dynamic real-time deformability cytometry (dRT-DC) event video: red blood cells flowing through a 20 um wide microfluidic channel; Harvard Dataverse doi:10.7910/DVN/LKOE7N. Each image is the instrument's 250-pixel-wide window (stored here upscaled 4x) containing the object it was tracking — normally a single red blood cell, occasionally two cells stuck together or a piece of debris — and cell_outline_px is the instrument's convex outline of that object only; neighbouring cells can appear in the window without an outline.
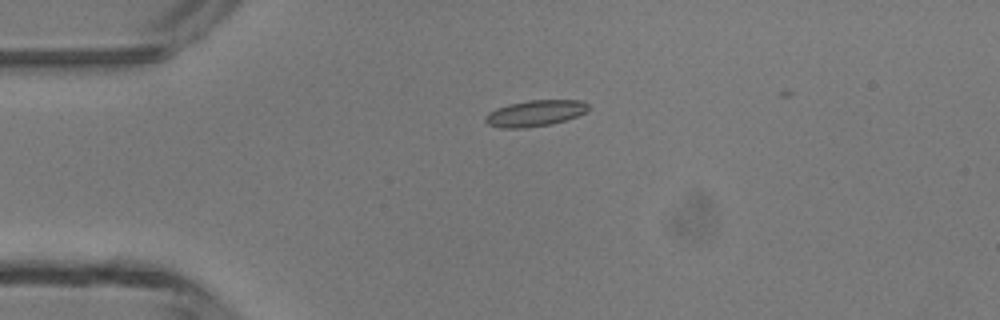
{"species": "common noctule bat (a hibernating species)", "species_latin": "Nyctalus noctula", "temperature_condition": "room temperature", "stored_images_in_passage": 6, "camera_frame_rate_fps": 3000, "um_per_image_px": 0.085, "animal": {"sex": "male", "body_mass_g": 13.3}, "frame": {"image": 1, "passage_image": 4, "time_ms": 3.333, "image_size_px": [1000, 320], "cell_outline_px": [[588, 112], [552, 124], [524, 128], [500, 128], [488, 124], [484, 120], [484, 116], [488, 112], [496, 108], [508, 104], [528, 100], [580, 100], [588, 104]], "centroid_in_image_um": [45.45, 9.62], "position_along_channel_um": 39.5, "area_um2": 15.78}}
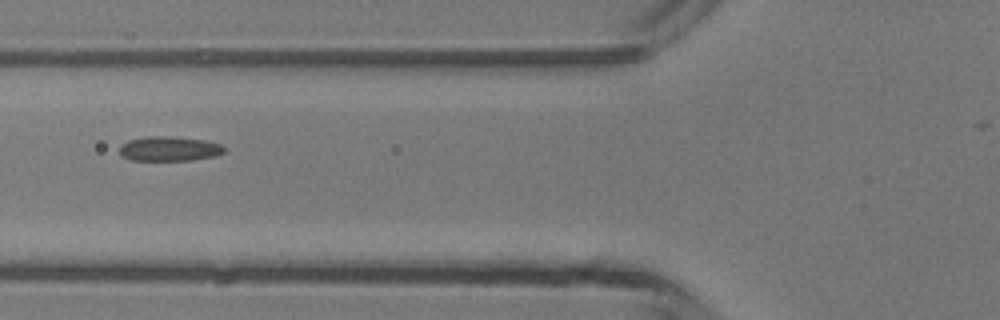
{"frame": {"image": 2, "passage_image": 6, "time_ms": 5.667, "image_size_px": [1000, 320], "cell_outline_px": [[224, 152], [216, 156], [192, 160], [132, 160], [120, 156], [120, 144], [128, 140], [144, 136], [168, 136], [204, 140], [220, 144], [224, 148]], "centroid_in_image_um": [14.35, 12.64], "position_along_channel_um": 111.5, "area_um2": 15.09}}